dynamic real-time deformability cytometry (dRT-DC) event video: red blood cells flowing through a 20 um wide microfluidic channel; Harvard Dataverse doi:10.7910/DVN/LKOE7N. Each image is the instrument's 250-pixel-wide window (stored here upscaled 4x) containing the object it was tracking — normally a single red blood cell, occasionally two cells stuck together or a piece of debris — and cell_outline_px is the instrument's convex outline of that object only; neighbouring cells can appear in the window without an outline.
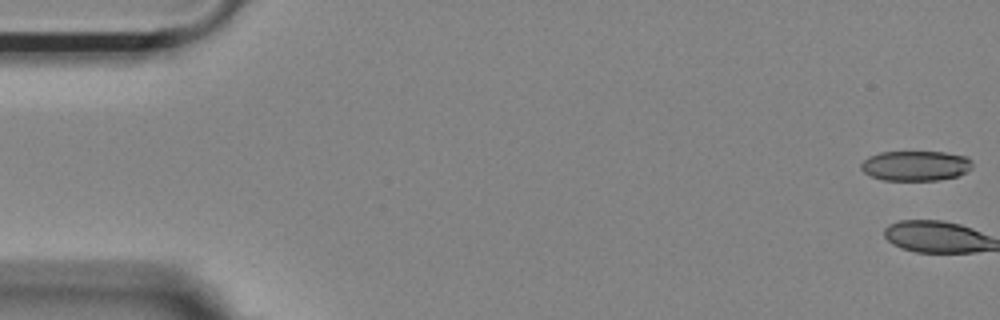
{"species": "Egyptian fruit bat (a non-hibernating species)", "species_latin": "Rousettus aegyptiacus", "temperature_condition": "room temperature", "stored_images_in_passage": 2, "camera_frame_rate_fps": 3000, "um_per_image_px": 0.085, "animal": {"sex": "female"}, "frame": {"image": 1, "passage_image": 1, "time_ms": 0.0, "image_size_px": [1000, 320], "cell_outline_px": [[972, 168], [956, 176], [936, 180], [884, 180], [872, 176], [864, 172], [860, 168], [860, 164], [868, 156], [880, 152], [944, 152], [968, 156], [972, 160]], "centroid_in_image_um": [77.82, 14.07], "position_along_channel_um": 7.2, "area_um2": 19.48}}